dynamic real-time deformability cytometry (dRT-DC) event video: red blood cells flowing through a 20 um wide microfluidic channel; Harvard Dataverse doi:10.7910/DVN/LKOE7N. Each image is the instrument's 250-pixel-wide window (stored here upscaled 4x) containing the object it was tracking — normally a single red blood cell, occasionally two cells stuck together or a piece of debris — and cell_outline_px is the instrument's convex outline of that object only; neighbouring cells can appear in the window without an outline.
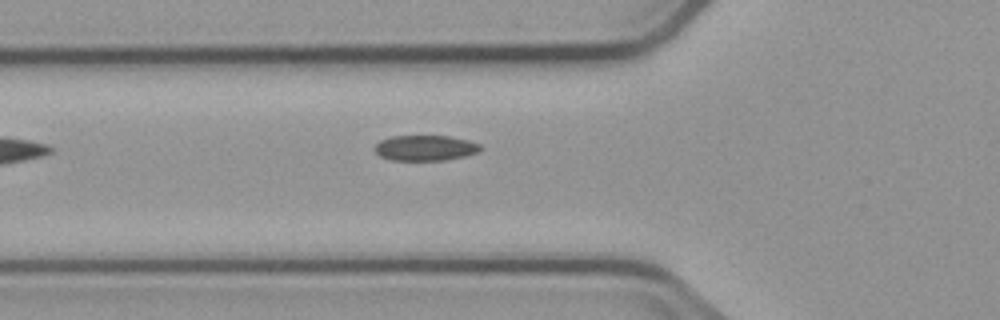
{"species": "common noctule bat (a hibernating species)", "species_latin": "Nyctalus noctula", "temperature_condition": "cold", "stored_images_in_passage": 3, "camera_frame_rate_fps": 3000, "um_per_image_px": 0.085, "animal": {"sex": "male", "body_mass_g": 23.1, "forearm_length_mm": 52.7}, "frame": {"image": 1, "passage_image": 3, "time_ms": 2.333, "image_size_px": [1000, 320], "cell_outline_px": [[480, 148], [476, 152], [464, 156], [444, 160], [392, 160], [380, 156], [376, 152], [376, 144], [380, 140], [392, 136], [452, 136], [468, 140], [480, 144]], "centroid_in_image_um": [36.13, 12.57], "position_along_channel_um": 89.7, "area_um2": 15.49}}